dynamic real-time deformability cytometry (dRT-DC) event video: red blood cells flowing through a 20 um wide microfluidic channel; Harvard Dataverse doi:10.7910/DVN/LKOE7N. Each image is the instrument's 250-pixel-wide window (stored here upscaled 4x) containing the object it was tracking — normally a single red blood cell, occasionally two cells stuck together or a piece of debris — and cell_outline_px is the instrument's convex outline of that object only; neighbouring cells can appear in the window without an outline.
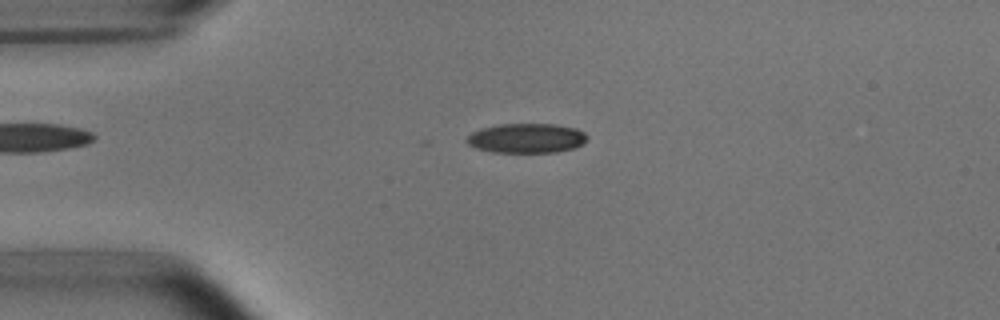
{"species": "common noctule bat (a hibernating species)", "species_latin": "Nyctalus noctula", "temperature_condition": "room temperature", "stored_images_in_passage": 37, "camera_frame_rate_fps": 3000, "um_per_image_px": 0.085, "animal": {"sex": "male", "body_mass_g": 15.6}, "frame": {"image": 1, "passage_image": 7, "time_ms": 2.0, "image_size_px": [1000, 320], "cell_outline_px": [[588, 140], [584, 144], [576, 148], [556, 152], [492, 152], [476, 148], [468, 144], [464, 140], [472, 132], [480, 128], [500, 124], [556, 124], [576, 128], [584, 132], [588, 136]], "centroid_in_image_um": [44.78, 11.74], "position_along_channel_um": 40.2, "area_um2": 21.04}}
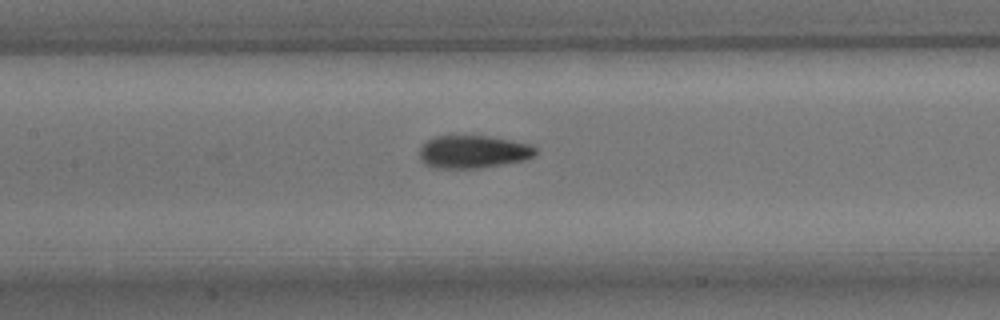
{"frame": {"image": 2, "passage_image": 19, "time_ms": 6.0, "image_size_px": [1000, 320], "cell_outline_px": [[536, 152], [532, 156], [524, 160], [480, 168], [432, 168], [424, 164], [420, 160], [420, 148], [428, 140], [436, 136], [488, 136], [528, 144], [536, 148]], "centroid_in_image_um": [40.17, 12.91], "position_along_channel_um": 167.2, "area_um2": 21.96}}
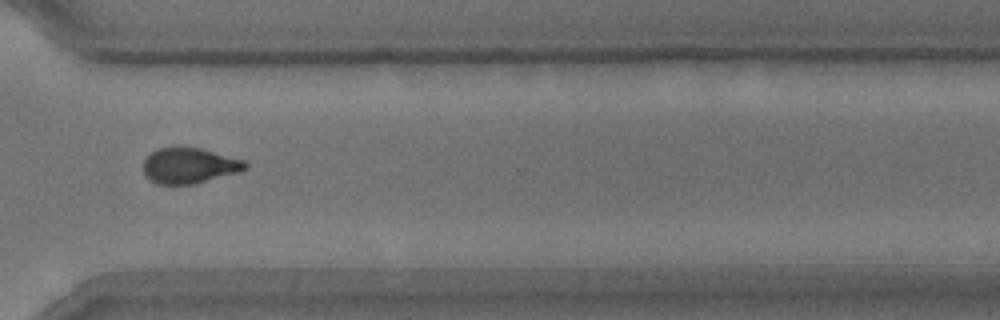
{"frame": {"image": 3, "passage_image": 34, "time_ms": 11.0, "image_size_px": [1000, 320], "cell_outline_px": [[248, 168], [240, 172], [192, 184], [156, 184], [144, 176], [144, 160], [156, 148], [200, 148], [244, 160], [248, 164]], "centroid_in_image_um": [16.09, 14.09], "position_along_channel_um": 354.5, "area_um2": 20.98}, "authors_computed_cell_mechanics": {"area_um2": 21.8484, "velocity_mm_per_s": 3.7573, "shape_relaxation_time_tau1_ms": 4.1612, "shape_relaxation_time_tau2_ms": 1.8604, "deformation_change_tau1": 0.1509, "deformation_change_tau2": 0.0806}}